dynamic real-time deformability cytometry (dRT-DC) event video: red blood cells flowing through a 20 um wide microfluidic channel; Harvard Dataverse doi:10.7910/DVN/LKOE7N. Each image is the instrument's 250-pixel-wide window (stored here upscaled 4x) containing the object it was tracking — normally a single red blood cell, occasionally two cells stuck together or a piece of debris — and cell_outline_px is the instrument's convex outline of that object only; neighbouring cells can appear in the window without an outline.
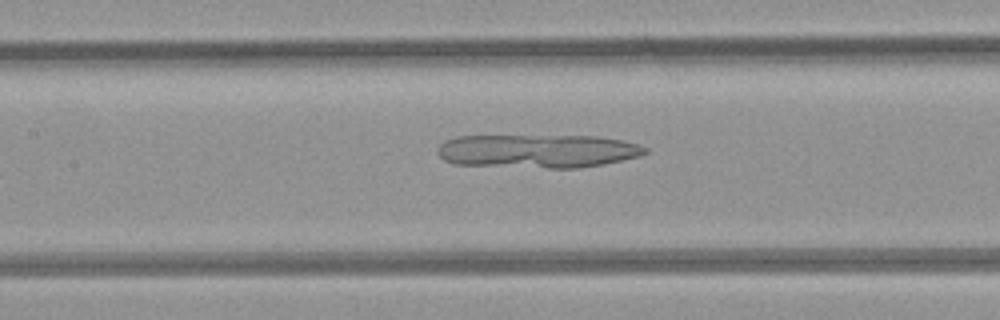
{"species": "common noctule bat (a hibernating species)", "species_latin": "Nyctalus noctula", "temperature_condition": "room temperature", "stored_images_in_passage": 5, "camera_frame_rate_fps": 3000, "um_per_image_px": 0.085, "animal": {"sex": "female", "body_mass_g": 21.9}, "frame": {"image": 1, "passage_image": 5, "time_ms": 4.667, "image_size_px": [1000, 320], "cell_outline_px": [[648, 152], [640, 156], [604, 164], [580, 168], [548, 168], [456, 164], [444, 160], [436, 152], [440, 144], [444, 140], [456, 136], [596, 136], [620, 140], [640, 144], [648, 148]], "centroid_in_image_um": [45.71, 12.84], "position_along_channel_um": 161.7, "area_um2": 40.75}}